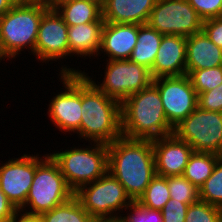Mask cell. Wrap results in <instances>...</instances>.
Listing matches in <instances>:
<instances>
[{"label": "cell", "instance_id": "obj_1", "mask_svg": "<svg viewBox=\"0 0 222 222\" xmlns=\"http://www.w3.org/2000/svg\"><path fill=\"white\" fill-rule=\"evenodd\" d=\"M108 171L123 185L133 202L144 194L156 175L151 139L121 136L107 144Z\"/></svg>", "mask_w": 222, "mask_h": 222}, {"label": "cell", "instance_id": "obj_2", "mask_svg": "<svg viewBox=\"0 0 222 222\" xmlns=\"http://www.w3.org/2000/svg\"><path fill=\"white\" fill-rule=\"evenodd\" d=\"M80 139L110 144L122 136L121 103L81 74Z\"/></svg>", "mask_w": 222, "mask_h": 222}, {"label": "cell", "instance_id": "obj_3", "mask_svg": "<svg viewBox=\"0 0 222 222\" xmlns=\"http://www.w3.org/2000/svg\"><path fill=\"white\" fill-rule=\"evenodd\" d=\"M122 136L129 139H155L173 134L158 88L151 83L130 95L121 104Z\"/></svg>", "mask_w": 222, "mask_h": 222}, {"label": "cell", "instance_id": "obj_4", "mask_svg": "<svg viewBox=\"0 0 222 222\" xmlns=\"http://www.w3.org/2000/svg\"><path fill=\"white\" fill-rule=\"evenodd\" d=\"M73 196L74 191L66 182L58 164L49 154L42 157L37 154L33 182L25 204L18 211L26 216H39L63 204ZM26 207L29 211L26 210Z\"/></svg>", "mask_w": 222, "mask_h": 222}, {"label": "cell", "instance_id": "obj_5", "mask_svg": "<svg viewBox=\"0 0 222 222\" xmlns=\"http://www.w3.org/2000/svg\"><path fill=\"white\" fill-rule=\"evenodd\" d=\"M48 9L42 2H19L0 17V36L11 59L26 47L35 55L40 20Z\"/></svg>", "mask_w": 222, "mask_h": 222}, {"label": "cell", "instance_id": "obj_6", "mask_svg": "<svg viewBox=\"0 0 222 222\" xmlns=\"http://www.w3.org/2000/svg\"><path fill=\"white\" fill-rule=\"evenodd\" d=\"M90 145L85 148L73 146L62 152L49 153L74 193L108 171L107 144L93 142L92 145L90 142Z\"/></svg>", "mask_w": 222, "mask_h": 222}, {"label": "cell", "instance_id": "obj_7", "mask_svg": "<svg viewBox=\"0 0 222 222\" xmlns=\"http://www.w3.org/2000/svg\"><path fill=\"white\" fill-rule=\"evenodd\" d=\"M102 83L95 82L88 73L62 65L60 74H84L101 92L121 104L132 94L148 87L152 82L150 70L129 59L106 60ZM64 66V67H63ZM98 83V84H96Z\"/></svg>", "mask_w": 222, "mask_h": 222}, {"label": "cell", "instance_id": "obj_8", "mask_svg": "<svg viewBox=\"0 0 222 222\" xmlns=\"http://www.w3.org/2000/svg\"><path fill=\"white\" fill-rule=\"evenodd\" d=\"M74 196L92 217L122 215L120 212L133 202L123 185L109 171L79 188Z\"/></svg>", "mask_w": 222, "mask_h": 222}, {"label": "cell", "instance_id": "obj_9", "mask_svg": "<svg viewBox=\"0 0 222 222\" xmlns=\"http://www.w3.org/2000/svg\"><path fill=\"white\" fill-rule=\"evenodd\" d=\"M173 134L186 141L194 152L222 156V112L197 107L173 128Z\"/></svg>", "mask_w": 222, "mask_h": 222}, {"label": "cell", "instance_id": "obj_10", "mask_svg": "<svg viewBox=\"0 0 222 222\" xmlns=\"http://www.w3.org/2000/svg\"><path fill=\"white\" fill-rule=\"evenodd\" d=\"M147 24L163 35L189 37L202 31L203 20L187 0H157Z\"/></svg>", "mask_w": 222, "mask_h": 222}, {"label": "cell", "instance_id": "obj_11", "mask_svg": "<svg viewBox=\"0 0 222 222\" xmlns=\"http://www.w3.org/2000/svg\"><path fill=\"white\" fill-rule=\"evenodd\" d=\"M152 83L158 88L165 116L173 127L198 107V94L188 75L157 77Z\"/></svg>", "mask_w": 222, "mask_h": 222}, {"label": "cell", "instance_id": "obj_12", "mask_svg": "<svg viewBox=\"0 0 222 222\" xmlns=\"http://www.w3.org/2000/svg\"><path fill=\"white\" fill-rule=\"evenodd\" d=\"M64 91L56 94L48 105L51 122L59 131L77 133L81 124V74H59Z\"/></svg>", "mask_w": 222, "mask_h": 222}, {"label": "cell", "instance_id": "obj_13", "mask_svg": "<svg viewBox=\"0 0 222 222\" xmlns=\"http://www.w3.org/2000/svg\"><path fill=\"white\" fill-rule=\"evenodd\" d=\"M35 55L42 63L69 56L68 25L56 10L48 9L40 20Z\"/></svg>", "mask_w": 222, "mask_h": 222}, {"label": "cell", "instance_id": "obj_14", "mask_svg": "<svg viewBox=\"0 0 222 222\" xmlns=\"http://www.w3.org/2000/svg\"><path fill=\"white\" fill-rule=\"evenodd\" d=\"M36 169V155L24 154L0 165V188L19 210L26 202Z\"/></svg>", "mask_w": 222, "mask_h": 222}, {"label": "cell", "instance_id": "obj_15", "mask_svg": "<svg viewBox=\"0 0 222 222\" xmlns=\"http://www.w3.org/2000/svg\"><path fill=\"white\" fill-rule=\"evenodd\" d=\"M155 172L170 177L183 175L193 148L174 134L152 139Z\"/></svg>", "mask_w": 222, "mask_h": 222}, {"label": "cell", "instance_id": "obj_16", "mask_svg": "<svg viewBox=\"0 0 222 222\" xmlns=\"http://www.w3.org/2000/svg\"><path fill=\"white\" fill-rule=\"evenodd\" d=\"M187 37L163 35L160 47L150 70L152 78L186 74Z\"/></svg>", "mask_w": 222, "mask_h": 222}, {"label": "cell", "instance_id": "obj_17", "mask_svg": "<svg viewBox=\"0 0 222 222\" xmlns=\"http://www.w3.org/2000/svg\"><path fill=\"white\" fill-rule=\"evenodd\" d=\"M138 24L104 23L101 49L98 53L106 55V60L129 59L137 43ZM102 51V52H101Z\"/></svg>", "mask_w": 222, "mask_h": 222}, {"label": "cell", "instance_id": "obj_18", "mask_svg": "<svg viewBox=\"0 0 222 222\" xmlns=\"http://www.w3.org/2000/svg\"><path fill=\"white\" fill-rule=\"evenodd\" d=\"M157 0H106L102 18L107 23L147 24Z\"/></svg>", "mask_w": 222, "mask_h": 222}, {"label": "cell", "instance_id": "obj_19", "mask_svg": "<svg viewBox=\"0 0 222 222\" xmlns=\"http://www.w3.org/2000/svg\"><path fill=\"white\" fill-rule=\"evenodd\" d=\"M222 66V48L213 43L202 30L187 37L186 75L192 70Z\"/></svg>", "mask_w": 222, "mask_h": 222}, {"label": "cell", "instance_id": "obj_20", "mask_svg": "<svg viewBox=\"0 0 222 222\" xmlns=\"http://www.w3.org/2000/svg\"><path fill=\"white\" fill-rule=\"evenodd\" d=\"M104 23V19L101 18L96 22L68 26L69 56L96 58L101 49Z\"/></svg>", "mask_w": 222, "mask_h": 222}, {"label": "cell", "instance_id": "obj_21", "mask_svg": "<svg viewBox=\"0 0 222 222\" xmlns=\"http://www.w3.org/2000/svg\"><path fill=\"white\" fill-rule=\"evenodd\" d=\"M162 37L163 34L151 28L148 24H138L137 43L129 60L151 70Z\"/></svg>", "mask_w": 222, "mask_h": 222}, {"label": "cell", "instance_id": "obj_22", "mask_svg": "<svg viewBox=\"0 0 222 222\" xmlns=\"http://www.w3.org/2000/svg\"><path fill=\"white\" fill-rule=\"evenodd\" d=\"M68 26L96 22L102 18V5L94 0H72L55 9Z\"/></svg>", "mask_w": 222, "mask_h": 222}, {"label": "cell", "instance_id": "obj_23", "mask_svg": "<svg viewBox=\"0 0 222 222\" xmlns=\"http://www.w3.org/2000/svg\"><path fill=\"white\" fill-rule=\"evenodd\" d=\"M222 156L210 152H194L190 155L183 176L198 189L211 176Z\"/></svg>", "mask_w": 222, "mask_h": 222}, {"label": "cell", "instance_id": "obj_24", "mask_svg": "<svg viewBox=\"0 0 222 222\" xmlns=\"http://www.w3.org/2000/svg\"><path fill=\"white\" fill-rule=\"evenodd\" d=\"M38 217L42 222H91L93 218L75 196Z\"/></svg>", "mask_w": 222, "mask_h": 222}, {"label": "cell", "instance_id": "obj_25", "mask_svg": "<svg viewBox=\"0 0 222 222\" xmlns=\"http://www.w3.org/2000/svg\"><path fill=\"white\" fill-rule=\"evenodd\" d=\"M169 200L170 195L167 179L164 176L156 174L137 202L148 209L161 211Z\"/></svg>", "mask_w": 222, "mask_h": 222}, {"label": "cell", "instance_id": "obj_26", "mask_svg": "<svg viewBox=\"0 0 222 222\" xmlns=\"http://www.w3.org/2000/svg\"><path fill=\"white\" fill-rule=\"evenodd\" d=\"M199 199L222 209V157L211 176L199 188Z\"/></svg>", "mask_w": 222, "mask_h": 222}, {"label": "cell", "instance_id": "obj_27", "mask_svg": "<svg viewBox=\"0 0 222 222\" xmlns=\"http://www.w3.org/2000/svg\"><path fill=\"white\" fill-rule=\"evenodd\" d=\"M171 199H175L188 205L199 201V189L183 175L166 177Z\"/></svg>", "mask_w": 222, "mask_h": 222}, {"label": "cell", "instance_id": "obj_28", "mask_svg": "<svg viewBox=\"0 0 222 222\" xmlns=\"http://www.w3.org/2000/svg\"><path fill=\"white\" fill-rule=\"evenodd\" d=\"M197 94L209 91L222 83V66L192 70L188 74Z\"/></svg>", "mask_w": 222, "mask_h": 222}, {"label": "cell", "instance_id": "obj_29", "mask_svg": "<svg viewBox=\"0 0 222 222\" xmlns=\"http://www.w3.org/2000/svg\"><path fill=\"white\" fill-rule=\"evenodd\" d=\"M185 222H222V209L199 200L189 205Z\"/></svg>", "mask_w": 222, "mask_h": 222}, {"label": "cell", "instance_id": "obj_30", "mask_svg": "<svg viewBox=\"0 0 222 222\" xmlns=\"http://www.w3.org/2000/svg\"><path fill=\"white\" fill-rule=\"evenodd\" d=\"M126 210L129 212L131 210V212L127 213L128 216H123L125 214H122L124 222H163L161 211L148 209L138 202H132Z\"/></svg>", "mask_w": 222, "mask_h": 222}, {"label": "cell", "instance_id": "obj_31", "mask_svg": "<svg viewBox=\"0 0 222 222\" xmlns=\"http://www.w3.org/2000/svg\"><path fill=\"white\" fill-rule=\"evenodd\" d=\"M205 21L222 16V0H187Z\"/></svg>", "mask_w": 222, "mask_h": 222}, {"label": "cell", "instance_id": "obj_32", "mask_svg": "<svg viewBox=\"0 0 222 222\" xmlns=\"http://www.w3.org/2000/svg\"><path fill=\"white\" fill-rule=\"evenodd\" d=\"M198 107L206 111L222 112V83L212 90L198 94Z\"/></svg>", "mask_w": 222, "mask_h": 222}, {"label": "cell", "instance_id": "obj_33", "mask_svg": "<svg viewBox=\"0 0 222 222\" xmlns=\"http://www.w3.org/2000/svg\"><path fill=\"white\" fill-rule=\"evenodd\" d=\"M188 207V204L170 198L161 210L163 222H185Z\"/></svg>", "mask_w": 222, "mask_h": 222}, {"label": "cell", "instance_id": "obj_34", "mask_svg": "<svg viewBox=\"0 0 222 222\" xmlns=\"http://www.w3.org/2000/svg\"><path fill=\"white\" fill-rule=\"evenodd\" d=\"M202 30L213 43L222 48V16L203 21Z\"/></svg>", "mask_w": 222, "mask_h": 222}, {"label": "cell", "instance_id": "obj_35", "mask_svg": "<svg viewBox=\"0 0 222 222\" xmlns=\"http://www.w3.org/2000/svg\"><path fill=\"white\" fill-rule=\"evenodd\" d=\"M19 213L0 188V222H11Z\"/></svg>", "mask_w": 222, "mask_h": 222}, {"label": "cell", "instance_id": "obj_36", "mask_svg": "<svg viewBox=\"0 0 222 222\" xmlns=\"http://www.w3.org/2000/svg\"><path fill=\"white\" fill-rule=\"evenodd\" d=\"M11 222H42L38 216H26L18 213Z\"/></svg>", "mask_w": 222, "mask_h": 222}, {"label": "cell", "instance_id": "obj_37", "mask_svg": "<svg viewBox=\"0 0 222 222\" xmlns=\"http://www.w3.org/2000/svg\"><path fill=\"white\" fill-rule=\"evenodd\" d=\"M15 4V0H0V17L8 12Z\"/></svg>", "mask_w": 222, "mask_h": 222}, {"label": "cell", "instance_id": "obj_38", "mask_svg": "<svg viewBox=\"0 0 222 222\" xmlns=\"http://www.w3.org/2000/svg\"><path fill=\"white\" fill-rule=\"evenodd\" d=\"M91 222H124L121 215L111 217H93Z\"/></svg>", "mask_w": 222, "mask_h": 222}, {"label": "cell", "instance_id": "obj_39", "mask_svg": "<svg viewBox=\"0 0 222 222\" xmlns=\"http://www.w3.org/2000/svg\"><path fill=\"white\" fill-rule=\"evenodd\" d=\"M68 1L72 0H48L45 5L50 9V10H55L58 6H60L63 3H66Z\"/></svg>", "mask_w": 222, "mask_h": 222}, {"label": "cell", "instance_id": "obj_40", "mask_svg": "<svg viewBox=\"0 0 222 222\" xmlns=\"http://www.w3.org/2000/svg\"><path fill=\"white\" fill-rule=\"evenodd\" d=\"M8 58L10 60L11 57L5 51L3 43H2V39H1V36H0V63H1L2 59L5 60V59H8Z\"/></svg>", "mask_w": 222, "mask_h": 222}, {"label": "cell", "instance_id": "obj_41", "mask_svg": "<svg viewBox=\"0 0 222 222\" xmlns=\"http://www.w3.org/2000/svg\"><path fill=\"white\" fill-rule=\"evenodd\" d=\"M48 0H29V2H42L46 3Z\"/></svg>", "mask_w": 222, "mask_h": 222}, {"label": "cell", "instance_id": "obj_42", "mask_svg": "<svg viewBox=\"0 0 222 222\" xmlns=\"http://www.w3.org/2000/svg\"><path fill=\"white\" fill-rule=\"evenodd\" d=\"M94 1L98 2L100 5H103L106 0H94Z\"/></svg>", "mask_w": 222, "mask_h": 222}, {"label": "cell", "instance_id": "obj_43", "mask_svg": "<svg viewBox=\"0 0 222 222\" xmlns=\"http://www.w3.org/2000/svg\"><path fill=\"white\" fill-rule=\"evenodd\" d=\"M16 3H19V2H29V0H15Z\"/></svg>", "mask_w": 222, "mask_h": 222}]
</instances>
